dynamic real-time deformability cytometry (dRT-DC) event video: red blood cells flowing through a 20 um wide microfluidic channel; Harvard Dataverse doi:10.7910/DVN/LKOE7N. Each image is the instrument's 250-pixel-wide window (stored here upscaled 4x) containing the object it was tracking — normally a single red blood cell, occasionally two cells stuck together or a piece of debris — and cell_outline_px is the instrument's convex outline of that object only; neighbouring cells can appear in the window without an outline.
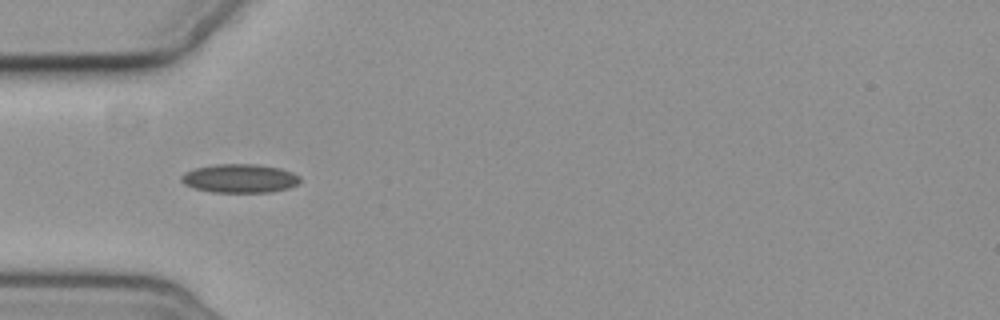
{"species": "common noctule bat (a hibernating species)", "species_latin": "Nyctalus noctula", "temperature_condition": "cold", "stored_images_in_passage": 15, "camera_frame_rate_fps": 3000, "um_per_image_px": 0.085, "animal": {"sex": "female", "body_mass_g": 19.3, "forearm_length_mm": 54.1}, "frame": {"image": 1, "passage_image": 5, "time_ms": 6.0, "image_size_px": [1000, 320], "cell_outline_px": [[300, 180], [296, 184], [288, 188], [272, 192], [212, 192], [192, 188], [184, 184], [180, 180], [180, 176], [184, 172], [196, 168], [216, 164], [256, 164], [280, 168], [292, 172], [300, 176]], "centroid_in_image_um": [20.35, 15.16], "position_along_channel_um": 64.7, "area_um2": 19.94}}
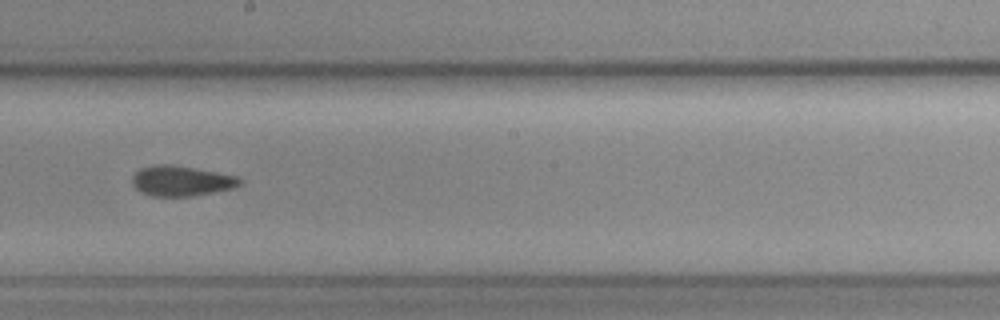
{"frame": {"image": 2, "passage_image": 9, "time_ms": 10.667, "image_size_px": [1000, 320], "cell_outline_px": [[244, 180], [240, 184], [232, 188], [192, 196], [152, 196], [140, 192], [132, 184], [132, 176], [140, 168], [152, 164], [172, 164], [216, 172], [236, 176]], "centroid_in_image_um": [15.37, 15.37], "position_along_channel_um": 232.8, "area_um2": 18.96}}
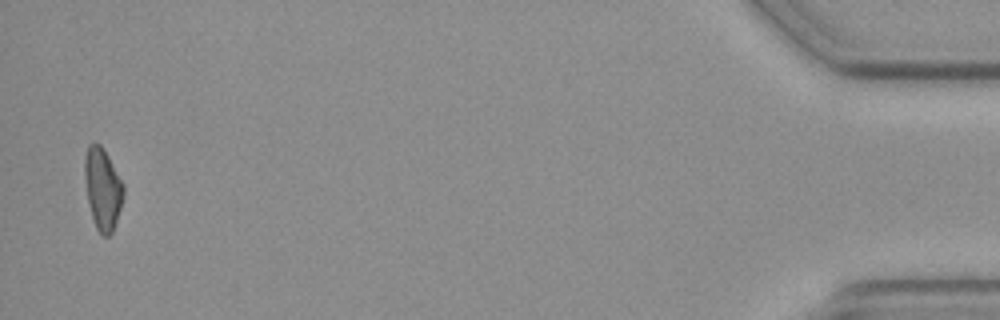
{"frame": {"image": 3, "passage_image": 15, "time_ms": 18.667, "image_size_px": [1000, 320], "cell_outline_px": [[124, 196], [112, 232], [108, 236], [100, 236], [96, 228], [92, 216], [88, 200], [84, 176], [84, 160], [88, 144], [100, 144], [108, 156], [124, 184]], "centroid_in_image_um": [8.72, 16.05], "position_along_channel_um": 426.5, "area_um2": 18.32}, "authors_computed_cell_mechanics": {"area_um2": 18.7272, "velocity_mm_per_s": 3.6225, "shape_relaxation_time_tau1_ms": 3.5643, "shape_relaxation_time_tau2_ms": null, "deformation_change_tau1": 0.06, "deformation_change_tau2": null}}